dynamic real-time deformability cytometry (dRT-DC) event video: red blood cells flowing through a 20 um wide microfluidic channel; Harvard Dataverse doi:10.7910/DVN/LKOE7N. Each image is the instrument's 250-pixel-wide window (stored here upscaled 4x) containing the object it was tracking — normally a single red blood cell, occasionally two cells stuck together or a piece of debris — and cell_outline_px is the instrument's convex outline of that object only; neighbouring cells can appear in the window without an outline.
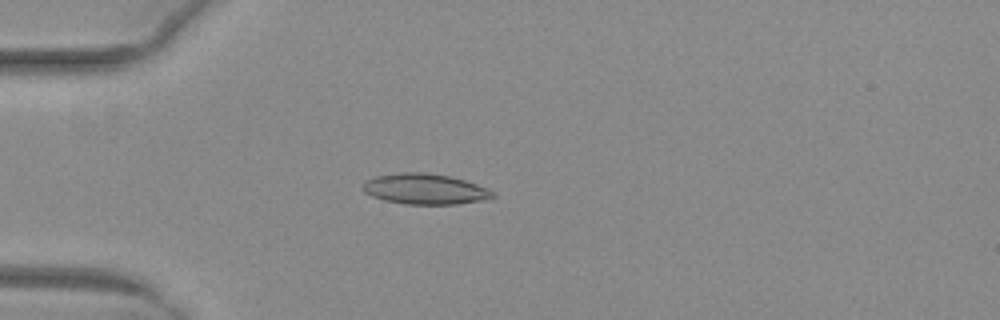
{"species": "common noctule bat (a hibernating species)", "species_latin": "Nyctalus noctula", "temperature_condition": "warm", "stored_images_in_passage": 50, "camera_frame_rate_fps": 3000, "um_per_image_px": 0.085, "animal": {"sex": "female", "body_mass_g": 29.2, "forearm_length_mm": 56.3}, "frame": {"image": 1, "passage_image": 14, "time_ms": 4.333, "image_size_px": [1000, 320], "cell_outline_px": [[496, 196], [492, 200], [456, 204], [404, 204], [384, 200], [372, 196], [364, 192], [360, 188], [360, 184], [364, 180], [376, 176], [400, 172], [424, 172], [448, 176], [464, 180], [488, 188], [496, 192]], "centroid_in_image_um": [36.13, 16.07], "position_along_channel_um": 48.9, "area_um2": 23.64}}
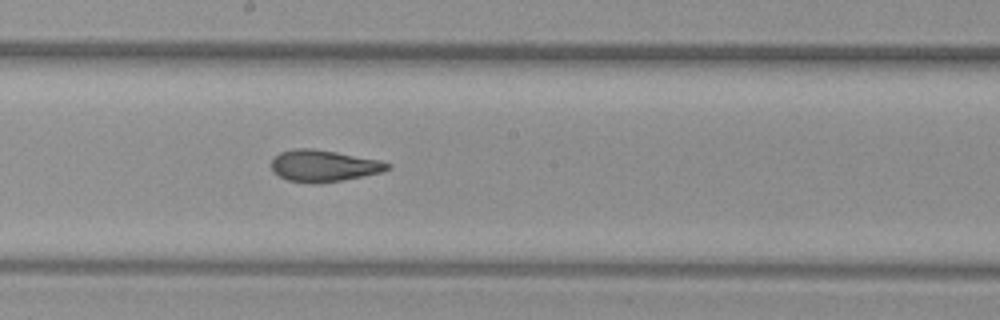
{"frame": {"image": 2, "passage_image": 28, "time_ms": 9.0, "image_size_px": [1000, 320], "cell_outline_px": [[392, 168], [380, 172], [340, 180], [316, 184], [312, 184], [288, 180], [272, 172], [272, 160], [280, 152], [292, 148], [312, 148], [336, 152], [380, 160], [392, 164]], "centroid_in_image_um": [27.49, 14.09], "position_along_channel_um": 220.7, "area_um2": 21.33}}
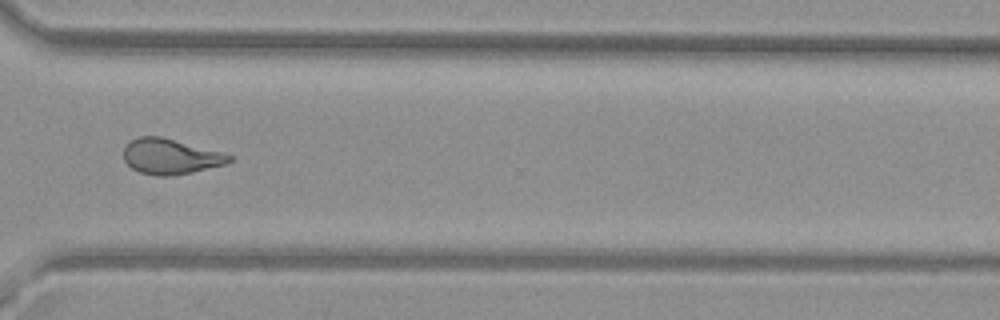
{"frame": {"image": 3, "passage_image": 38, "time_ms": 12.333, "image_size_px": [1000, 320], "cell_outline_px": [[232, 160], [224, 164], [192, 172], [172, 176], [156, 176], [140, 172], [132, 168], [124, 160], [124, 148], [132, 140], [140, 136], [160, 136], [224, 152], [232, 156]], "centroid_in_image_um": [14.5, 13.3], "position_along_channel_um": 356.1, "area_um2": 21.68}, "authors_computed_cell_mechanics": {"area_um2": 22.1374, "velocity_mm_per_s": 4.0641, "shape_relaxation_time_tau1_ms": null, "shape_relaxation_time_tau2_ms": 1.925, "deformation_change_tau1": null, "deformation_change_tau2": 0.0844}}